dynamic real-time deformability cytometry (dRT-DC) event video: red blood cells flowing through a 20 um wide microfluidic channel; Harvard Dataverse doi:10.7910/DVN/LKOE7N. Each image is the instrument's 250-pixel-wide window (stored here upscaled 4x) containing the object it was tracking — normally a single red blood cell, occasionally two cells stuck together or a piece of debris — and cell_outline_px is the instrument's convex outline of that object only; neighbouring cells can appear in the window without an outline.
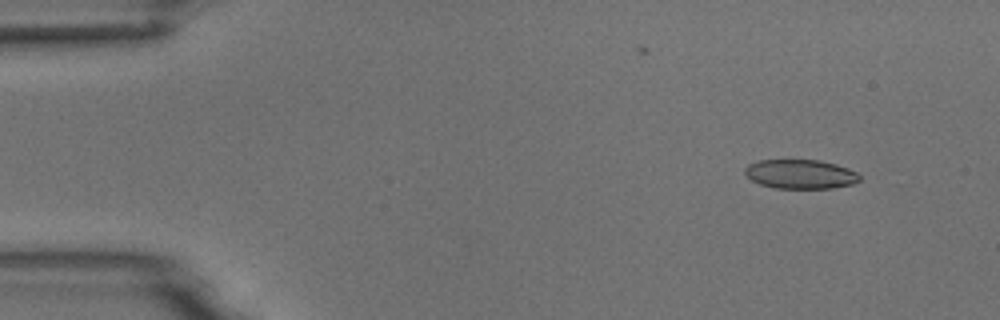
{"species": "common noctule bat (a hibernating species)", "species_latin": "Nyctalus noctula", "temperature_condition": "room temperature", "stored_images_in_passage": 4, "camera_frame_rate_fps": 3000, "um_per_image_px": 0.085, "animal": {"sex": "male", "body_mass_g": 18.8}, "frame": {"image": 1, "passage_image": 1, "time_ms": 0.0, "image_size_px": [1000, 320], "cell_outline_px": [[860, 180], [852, 184], [832, 188], [776, 188], [760, 184], [752, 180], [744, 172], [744, 168], [748, 164], [760, 160], [820, 160], [836, 164], [848, 168], [856, 172], [860, 176]], "centroid_in_image_um": [68.04, 14.79], "position_along_channel_um": 17.0, "area_um2": 19.48}}
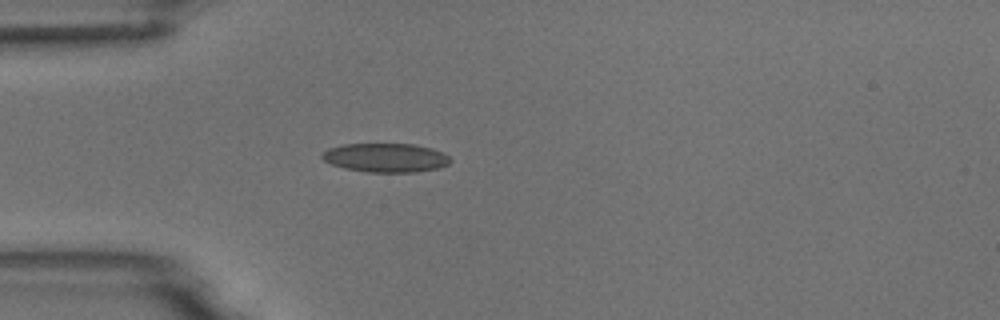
{"frame": {"image": 2, "passage_image": 4, "time_ms": 3.333, "image_size_px": [1000, 320], "cell_outline_px": [[452, 160], [448, 164], [440, 168], [416, 172], [368, 172], [344, 168], [332, 164], [324, 160], [320, 156], [328, 148], [344, 144], [416, 144], [432, 148], [444, 152]], "centroid_in_image_um": [32.82, 13.4], "position_along_channel_um": 52.2, "area_um2": 21.73}}